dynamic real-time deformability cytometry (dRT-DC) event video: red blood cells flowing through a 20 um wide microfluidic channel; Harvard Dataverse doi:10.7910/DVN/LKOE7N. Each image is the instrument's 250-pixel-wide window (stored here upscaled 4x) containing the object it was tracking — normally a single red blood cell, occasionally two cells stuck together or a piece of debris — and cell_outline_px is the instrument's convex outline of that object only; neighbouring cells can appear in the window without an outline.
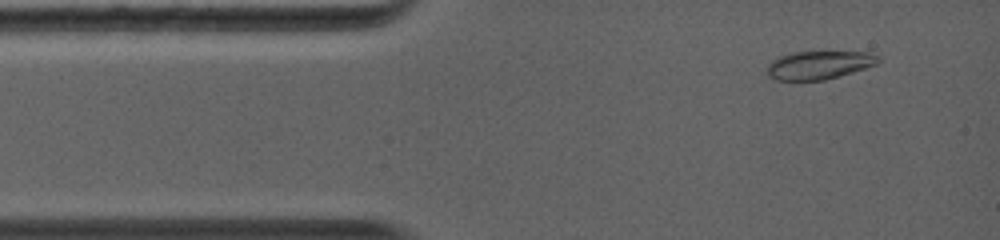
{"species": "common noctule bat (a hibernating species)", "species_latin": "Nyctalus noctula", "temperature_condition": "warm", "stored_images_in_passage": 21, "camera_frame_rate_fps": 5000, "um_per_image_px": 0.085, "animal": {"sex": "female", "body_mass_g": 19.0, "forearm_length_mm": 56.7}, "frame": {"image": 1, "passage_image": 6, "time_ms": 0.8, "image_size_px": [1000, 240], "cell_outline_px": [[880, 60], [876, 64], [864, 68], [824, 80], [776, 80], [768, 76], [768, 64], [776, 56], [792, 52], [868, 52], [880, 56]], "centroid_in_image_um": [69.58, 5.52], "position_along_channel_um": 15.4, "area_um2": 18.21}}
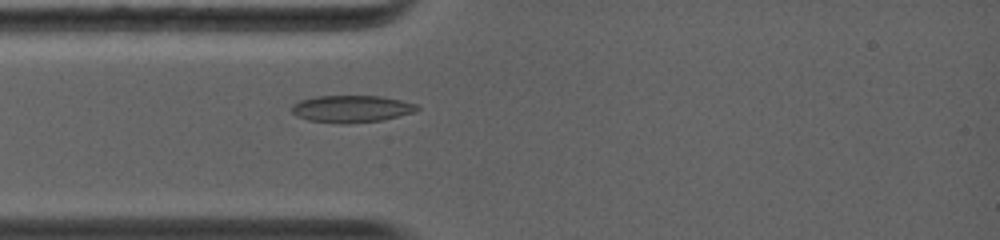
{"frame": {"image": 2, "passage_image": 20, "time_ms": 2.8, "image_size_px": [1000, 240], "cell_outline_px": [[420, 108], [412, 112], [380, 120], [348, 124], [344, 124], [308, 120], [296, 116], [292, 112], [292, 104], [300, 100], [316, 96], [380, 96], [400, 100], [416, 104]], "centroid_in_image_um": [29.82, 9.25], "position_along_channel_um": 55.2, "area_um2": 19.59}}